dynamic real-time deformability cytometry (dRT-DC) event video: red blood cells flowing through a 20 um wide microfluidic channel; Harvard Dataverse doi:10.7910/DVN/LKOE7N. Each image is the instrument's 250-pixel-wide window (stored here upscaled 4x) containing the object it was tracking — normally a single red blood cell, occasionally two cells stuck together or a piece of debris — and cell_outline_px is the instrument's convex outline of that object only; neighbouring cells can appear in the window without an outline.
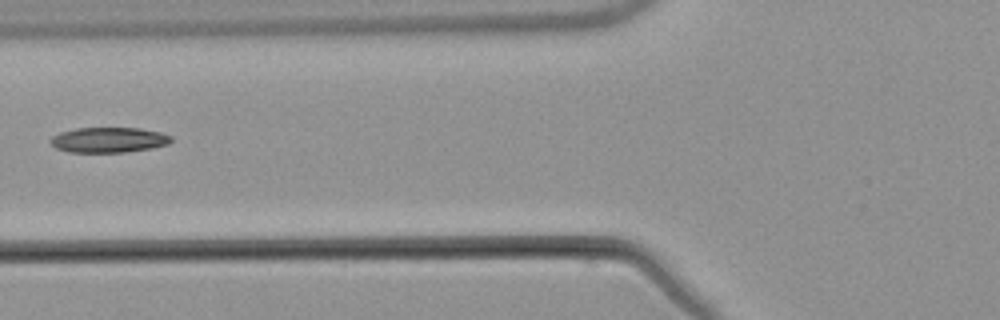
{"species": "common noctule bat (a hibernating species)", "species_latin": "Nyctalus noctula", "temperature_condition": "warm", "stored_images_in_passage": 5, "camera_frame_rate_fps": 3000, "um_per_image_px": 0.085, "animal": {"sex": "male", "body_mass_g": 21.5, "forearm_length_mm": 52.0}, "frame": {"image": 1, "passage_image": 5, "time_ms": 4.667, "image_size_px": [1000, 320], "cell_outline_px": [[172, 140], [168, 144], [152, 148], [124, 152], [68, 152], [56, 148], [48, 140], [52, 136], [60, 132], [76, 128], [140, 128], [160, 132], [172, 136]], "centroid_in_image_um": [9.23, 11.89], "position_along_channel_um": 116.6, "area_um2": 17.8}}